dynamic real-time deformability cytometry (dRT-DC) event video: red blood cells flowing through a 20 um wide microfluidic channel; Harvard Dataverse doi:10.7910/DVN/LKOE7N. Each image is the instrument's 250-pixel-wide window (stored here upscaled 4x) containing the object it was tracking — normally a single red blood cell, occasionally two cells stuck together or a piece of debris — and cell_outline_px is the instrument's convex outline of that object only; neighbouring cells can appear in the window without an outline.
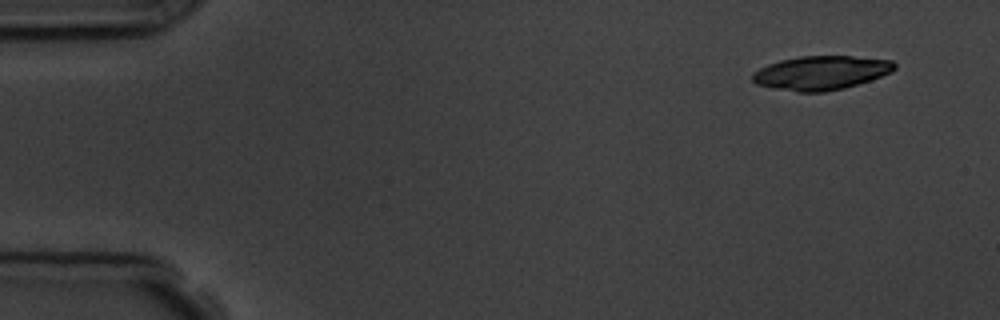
{"species": "common noctule bat (a hibernating species)", "species_latin": "Nyctalus noctula", "temperature_condition": "room temperature", "stored_images_in_passage": 4, "camera_frame_rate_fps": 3000, "um_per_image_px": 0.085, "animal": {"sex": "male", "body_mass_g": 19.5, "forearm_length_mm": 54.6}, "frame": {"image": 1, "passage_image": 1, "time_ms": 0.0, "image_size_px": [1000, 320], "cell_outline_px": [[896, 68], [892, 72], [872, 80], [844, 88], [824, 92], [800, 92], [772, 88], [756, 84], [752, 80], [752, 72], [768, 64], [780, 60], [800, 56], [852, 56], [892, 60], [896, 64]], "centroid_in_image_um": [69.8, 6.19], "position_along_channel_um": 15.2, "area_um2": 28.26}}